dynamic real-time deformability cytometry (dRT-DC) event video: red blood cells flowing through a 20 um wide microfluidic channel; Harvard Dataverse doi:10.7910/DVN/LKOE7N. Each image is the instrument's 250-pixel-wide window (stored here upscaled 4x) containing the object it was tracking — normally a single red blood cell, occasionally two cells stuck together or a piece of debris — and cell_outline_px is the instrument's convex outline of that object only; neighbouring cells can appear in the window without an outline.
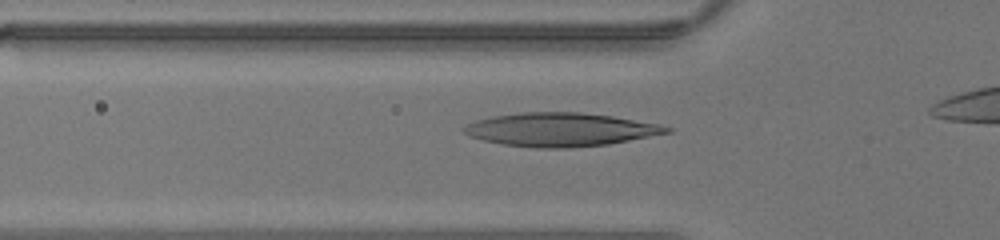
{"species": "human", "species_latin": "Homo sapiens", "temperature_condition": "warm", "stored_images_in_passage": 25, "camera_frame_rate_fps": 3000, "um_per_image_px": 0.085, "donor": {"sex": "male"}, "frame": {"image": 1, "passage_image": 4, "time_ms": 1.0, "image_size_px": [1000, 240], "cell_outline_px": [[672, 132], [608, 144], [572, 148], [536, 148], [504, 144], [484, 140], [472, 136], [464, 132], [460, 128], [476, 120], [492, 116], [524, 112], [580, 112], [612, 116], [660, 124], [672, 128]], "centroid_in_image_um": [47.66, 11.01], "position_along_channel_um": 78.1, "area_um2": 39.48}}
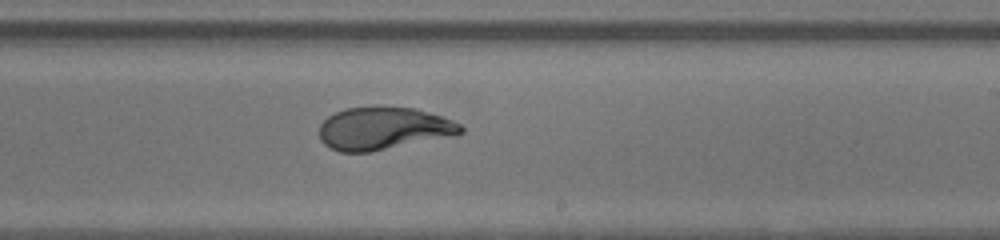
{"frame": {"image": 2, "passage_image": 15, "time_ms": 4.667, "image_size_px": [1000, 240], "cell_outline_px": [[464, 132], [456, 136], [372, 152], [340, 152], [328, 148], [320, 140], [320, 124], [328, 116], [344, 108], [376, 104], [380, 104], [416, 108], [452, 120], [460, 124], [464, 128]], "centroid_in_image_um": [32.6, 10.9], "position_along_channel_um": 256.4, "area_um2": 36.3}}
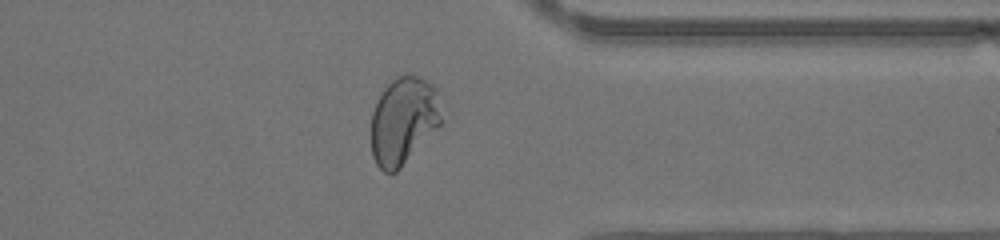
{"frame": {"image": 3, "passage_image": 23, "time_ms": 7.333, "image_size_px": [1000, 240], "cell_outline_px": [[440, 124], [400, 168], [396, 172], [384, 172], [376, 164], [372, 156], [372, 112], [384, 88], [396, 76], [420, 76], [432, 84], [436, 88], [440, 116]], "centroid_in_image_um": [34.27, 10.25], "position_along_channel_um": 377.1, "area_um2": 35.03}}